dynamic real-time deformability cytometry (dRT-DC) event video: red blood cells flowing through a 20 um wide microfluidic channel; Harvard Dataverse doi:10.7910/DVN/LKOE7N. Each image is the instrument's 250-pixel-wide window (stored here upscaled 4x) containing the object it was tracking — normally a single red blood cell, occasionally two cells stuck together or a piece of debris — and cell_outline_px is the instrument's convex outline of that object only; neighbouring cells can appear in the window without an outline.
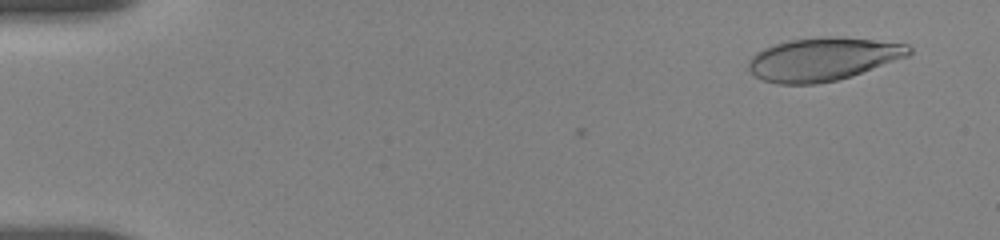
{"species": "human", "species_latin": "Homo sapiens", "temperature_condition": "room temperature", "stored_images_in_passage": 53, "camera_frame_rate_fps": 3000, "um_per_image_px": 0.085, "donor": {"sex": "female"}, "frame": {"image": 1, "passage_image": 1, "time_ms": 0.0, "image_size_px": [1000, 240], "cell_outline_px": [[912, 52], [908, 56], [852, 76], [836, 80], [816, 84], [776, 84], [764, 80], [756, 76], [748, 68], [748, 60], [756, 52], [772, 44], [788, 40], [828, 36], [840, 36], [908, 44], [912, 48]], "centroid_in_image_um": [69.94, 5.02], "position_along_channel_um": 15.1, "area_um2": 40.46}}
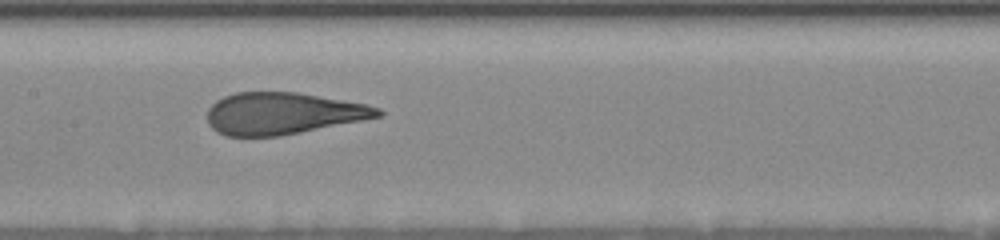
{"frame": {"image": 2, "passage_image": 29, "time_ms": 8.0, "image_size_px": [1000, 240], "cell_outline_px": [[384, 116], [364, 120], [280, 136], [228, 136], [216, 132], [208, 124], [208, 108], [216, 100], [224, 96], [236, 92], [296, 92], [368, 104], [380, 108], [384, 112]], "centroid_in_image_um": [24.06, 9.64], "position_along_channel_um": 183.3, "area_um2": 41.79}}
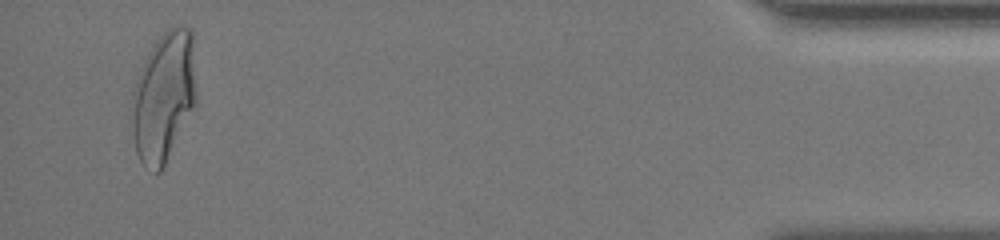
{"frame": {"image": 3, "passage_image": 52, "time_ms": 16.333, "image_size_px": [1000, 240], "cell_outline_px": [[196, 104], [160, 172], [156, 172], [144, 164], [140, 160], [136, 152], [128, 108], [132, 92], [136, 80], [144, 60], [148, 52], [156, 40], [168, 28], [176, 24], [184, 24], [192, 32], [196, 92]], "centroid_in_image_um": [13.89, 8.18], "position_along_channel_um": 421.3, "area_um2": 49.19}, "authors_computed_cell_mechanics": {"area_um2": 42.483, "velocity_mm_per_s": 3.7044, "shape_relaxation_time_tau1_ms": 8.3895, "shape_relaxation_time_tau2_ms": 0.7353, "deformation_change_tau1": 0.2733, "deformation_change_tau2": 0.0749}}